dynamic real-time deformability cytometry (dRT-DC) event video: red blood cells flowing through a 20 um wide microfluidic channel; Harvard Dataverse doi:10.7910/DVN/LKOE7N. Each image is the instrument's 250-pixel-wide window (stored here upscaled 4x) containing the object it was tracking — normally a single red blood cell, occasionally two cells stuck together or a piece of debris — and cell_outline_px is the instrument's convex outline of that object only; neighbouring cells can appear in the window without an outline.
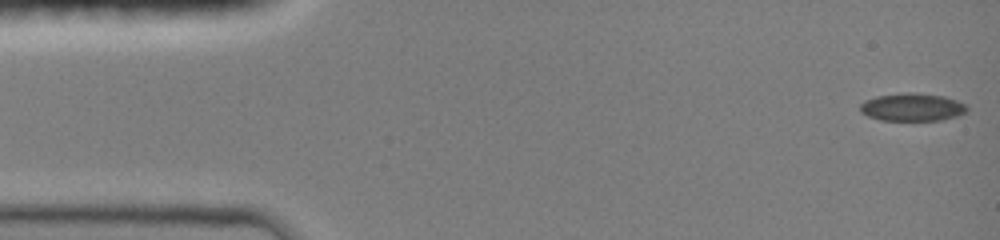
{"species": "common noctule bat (a hibernating species)", "species_latin": "Nyctalus noctula", "temperature_condition": "room temperature", "stored_images_in_passage": 17, "camera_frame_rate_fps": 3000, "um_per_image_px": 0.085, "animal": {"sex": "female", "body_mass_g": 19.0, "forearm_length_mm": 51.5}, "frame": {"image": 1, "passage_image": 1, "time_ms": 0.0, "image_size_px": [1000, 240], "cell_outline_px": [[968, 108], [964, 112], [956, 116], [940, 120], [880, 120], [868, 116], [860, 112], [860, 104], [864, 100], [876, 96], [900, 92], [916, 92], [944, 96], [956, 100], [964, 104]], "centroid_in_image_um": [77.49, 9.09], "position_along_channel_um": 7.5, "area_um2": 17.4}}
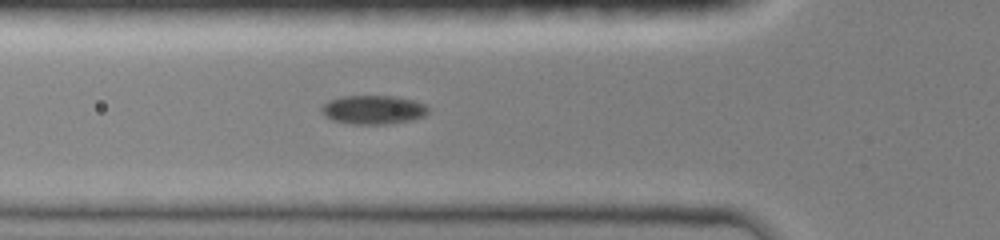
{"frame": {"image": 2, "passage_image": 15, "time_ms": 5.0, "image_size_px": [1000, 240], "cell_outline_px": [[428, 112], [424, 116], [408, 120], [384, 124], [352, 124], [332, 120], [324, 116], [320, 112], [320, 108], [328, 100], [340, 96], [392, 96], [412, 100], [424, 104], [428, 108]], "centroid_in_image_um": [31.65, 9.32], "position_along_channel_um": 94.1, "area_um2": 17.86}}
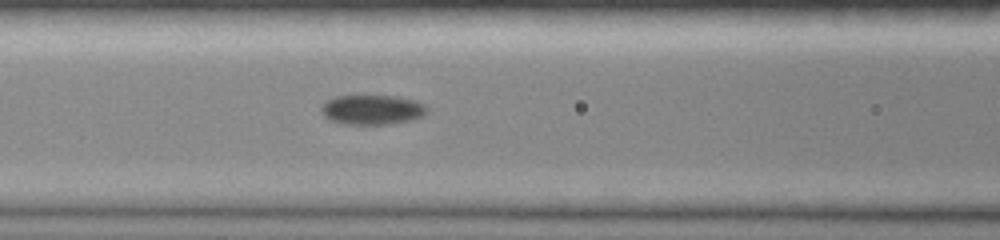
{"frame": {"image": 3, "passage_image": 17, "time_ms": 6.0, "image_size_px": [1000, 240], "cell_outline_px": [[428, 108], [420, 116], [412, 120], [388, 124], [344, 124], [332, 120], [324, 116], [320, 108], [328, 100], [336, 96], [396, 96], [416, 100], [424, 104]], "centroid_in_image_um": [31.64, 9.32], "position_along_channel_um": 135.0, "area_um2": 18.09}}